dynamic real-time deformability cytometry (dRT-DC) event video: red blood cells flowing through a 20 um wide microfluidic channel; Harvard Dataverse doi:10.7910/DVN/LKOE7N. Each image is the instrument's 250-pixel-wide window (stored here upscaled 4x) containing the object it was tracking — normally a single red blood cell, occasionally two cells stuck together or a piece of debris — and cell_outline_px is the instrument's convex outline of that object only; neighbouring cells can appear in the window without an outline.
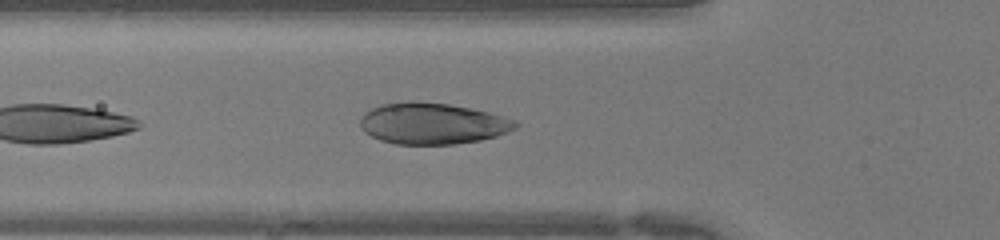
{"species": "human", "species_latin": "Homo sapiens", "temperature_condition": "warm", "stored_images_in_passage": 21, "camera_frame_rate_fps": 3000, "um_per_image_px": 0.085, "donor": {"sex": "female"}, "frame": {"image": 1, "passage_image": 4, "time_ms": 1.0, "image_size_px": [1000, 240], "cell_outline_px": [[520, 124], [516, 128], [496, 136], [480, 140], [456, 144], [396, 144], [380, 140], [364, 132], [360, 124], [360, 120], [364, 112], [380, 104], [408, 100], [448, 104], [488, 112], [504, 116], [516, 120]], "centroid_in_image_um": [36.75, 10.49], "position_along_channel_um": 89.1, "area_um2": 37.45}}
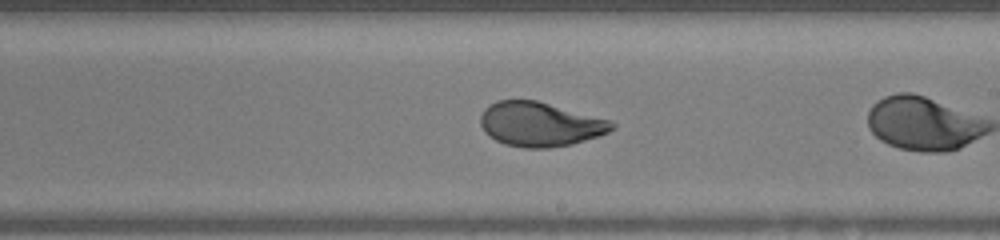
{"frame": {"image": 2, "passage_image": 12, "time_ms": 3.667, "image_size_px": [1000, 240], "cell_outline_px": [[616, 124], [608, 132], [600, 136], [572, 144], [548, 148], [524, 148], [504, 144], [488, 136], [484, 132], [480, 124], [480, 116], [484, 108], [488, 104], [496, 100], [536, 100], [612, 120]], "centroid_in_image_um": [45.88, 10.56], "position_along_channel_um": 243.1, "area_um2": 34.28}}